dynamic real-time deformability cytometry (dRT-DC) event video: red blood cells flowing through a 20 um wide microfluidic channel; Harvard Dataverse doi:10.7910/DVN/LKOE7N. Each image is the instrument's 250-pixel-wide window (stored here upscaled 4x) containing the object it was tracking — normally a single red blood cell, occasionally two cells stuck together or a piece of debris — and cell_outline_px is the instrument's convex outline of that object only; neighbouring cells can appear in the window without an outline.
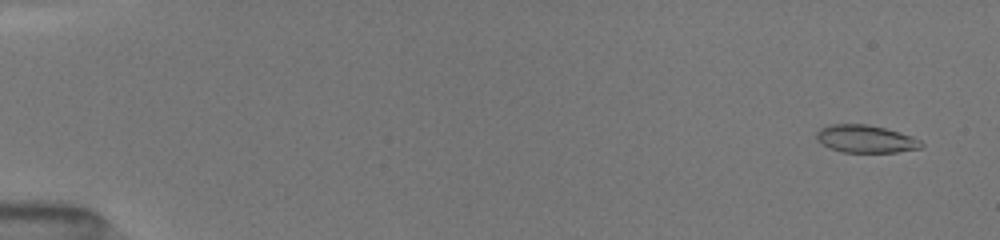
{"species": "common noctule bat (a hibernating species)", "species_latin": "Nyctalus noctula", "temperature_condition": "room temperature", "stored_images_in_passage": 64, "camera_frame_rate_fps": 3000, "um_per_image_px": 0.085, "animal": {"sex": "female", "body_mass_g": 19.5, "forearm_length_mm": 54.1}, "frame": {"image": 1, "passage_image": 4, "time_ms": 0.667, "image_size_px": [1000, 240], "cell_outline_px": [[924, 144], [920, 148], [896, 152], [844, 152], [832, 148], [824, 144], [816, 136], [816, 132], [820, 128], [828, 124], [868, 124], [884, 128], [912, 136], [920, 140]], "centroid_in_image_um": [73.6, 11.79], "position_along_channel_um": 11.4, "area_um2": 16.65}}
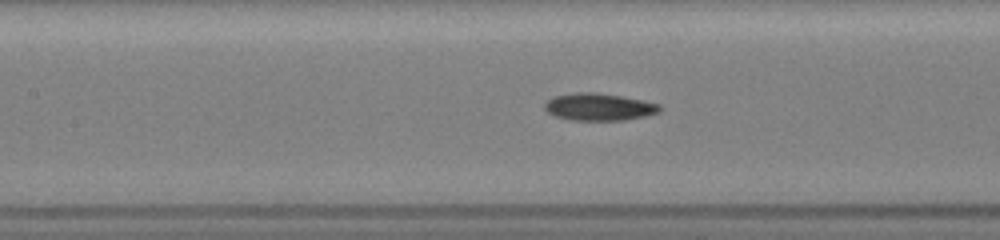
{"frame": {"image": 2, "passage_image": 34, "time_ms": 8.0, "image_size_px": [1000, 240], "cell_outline_px": [[660, 108], [656, 112], [644, 116], [624, 120], [572, 120], [556, 116], [548, 112], [544, 108], [544, 104], [552, 96], [576, 92], [596, 92], [644, 100], [660, 104]], "centroid_in_image_um": [50.87, 9.07], "position_along_channel_um": 156.5, "area_um2": 18.15}}
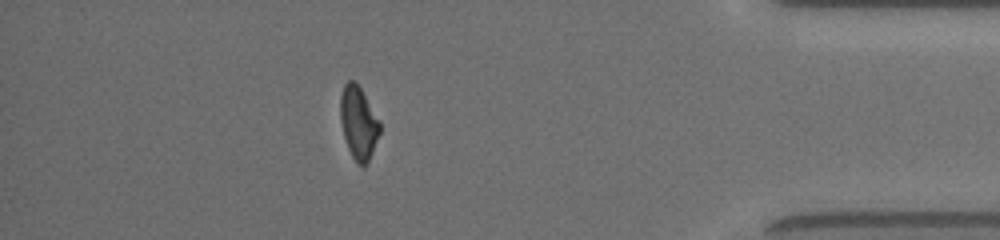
{"frame": {"image": 3, "passage_image": 57, "time_ms": 15.0, "image_size_px": [1000, 240], "cell_outline_px": [[380, 132], [368, 164], [364, 168], [356, 164], [348, 148], [344, 136], [340, 120], [340, 96], [344, 84], [348, 80], [352, 80], [360, 88], [380, 120]], "centroid_in_image_um": [30.47, 10.48], "position_along_channel_um": 404.7, "area_um2": 16.88}, "authors_computed_cell_mechanics": {"area_um2": 17.2533, "velocity_mm_per_s": 4.0672, "shape_relaxation_time_tau1_ms": 4.7971, "shape_relaxation_time_tau2_ms": 8.5606, "deformation_change_tau1": 0.1513, "deformation_change_tau2": 0.1699}}